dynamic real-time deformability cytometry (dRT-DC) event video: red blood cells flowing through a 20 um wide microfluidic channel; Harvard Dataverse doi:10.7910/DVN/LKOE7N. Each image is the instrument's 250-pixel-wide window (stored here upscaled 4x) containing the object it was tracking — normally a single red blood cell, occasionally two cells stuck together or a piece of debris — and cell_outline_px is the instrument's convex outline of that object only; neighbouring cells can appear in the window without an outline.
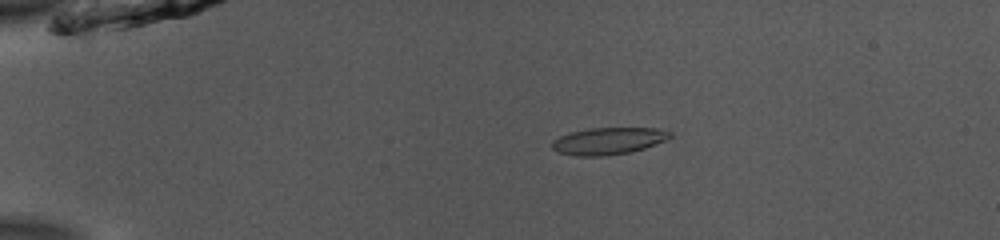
{"species": "common noctule bat (a hibernating species)", "species_latin": "Nyctalus noctula", "temperature_condition": "room temperature", "stored_images_in_passage": 53, "camera_frame_rate_fps": 3000, "um_per_image_px": 0.085, "animal": {"sex": "male", "body_mass_g": 13.0, "forearm_length_mm": 53.1}, "frame": {"image": 1, "passage_image": 12, "time_ms": 3.667, "image_size_px": [1000, 240], "cell_outline_px": [[672, 136], [668, 140], [644, 148], [628, 152], [600, 156], [576, 156], [556, 152], [552, 148], [552, 144], [560, 136], [572, 132], [588, 128], [656, 128], [672, 132]], "centroid_in_image_um": [51.74, 11.98], "position_along_channel_um": 33.3, "area_um2": 18.44}}
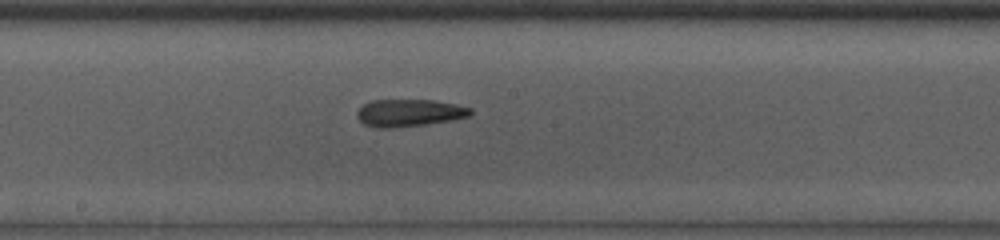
{"frame": {"image": 2, "passage_image": 30, "time_ms": 9.667, "image_size_px": [1000, 240], "cell_outline_px": [[472, 112], [468, 116], [452, 120], [424, 124], [392, 128], [376, 128], [364, 124], [356, 116], [356, 112], [364, 104], [372, 100], [432, 100], [456, 104], [472, 108]], "centroid_in_image_um": [34.76, 9.59], "position_along_channel_um": 213.4, "area_um2": 17.98}}
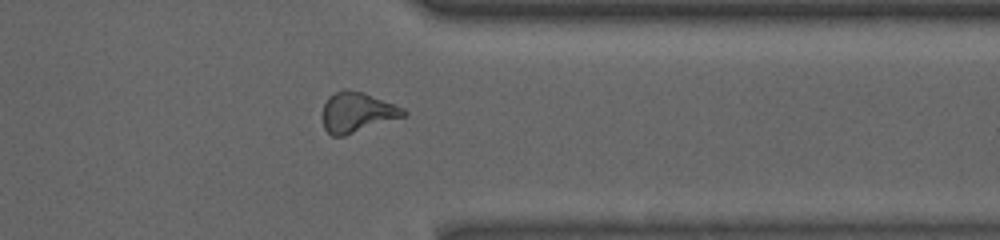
{"frame": {"image": 3, "passage_image": 43, "time_ms": 14.0, "image_size_px": [1000, 240], "cell_outline_px": [[408, 112], [404, 116], [344, 136], [332, 136], [324, 128], [324, 104], [328, 96], [344, 88], [348, 88], [364, 92], [404, 108]], "centroid_in_image_um": [30.35, 9.52], "position_along_channel_um": 381.0, "area_um2": 18.79}, "authors_computed_cell_mechanics": {"area_um2": 18.5538, "velocity_mm_per_s": 3.9197, "shape_relaxation_time_tau1_ms": null, "shape_relaxation_time_tau2_ms": 3.353, "deformation_change_tau1": null, "deformation_change_tau2": 0.1119}}